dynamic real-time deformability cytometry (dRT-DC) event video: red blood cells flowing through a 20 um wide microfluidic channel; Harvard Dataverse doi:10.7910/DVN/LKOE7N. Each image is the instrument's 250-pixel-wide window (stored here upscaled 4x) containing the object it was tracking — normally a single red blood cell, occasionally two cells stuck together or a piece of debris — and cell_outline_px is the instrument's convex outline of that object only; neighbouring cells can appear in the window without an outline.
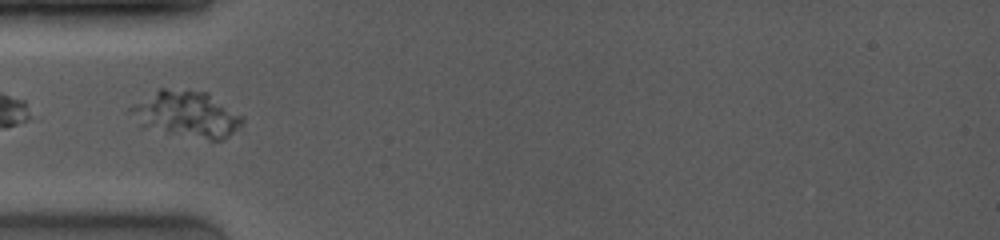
{"species": "common noctule bat (a hibernating species)", "species_latin": "Nyctalus noctula", "temperature_condition": "room temperature", "stored_images_in_passage": 46, "camera_frame_rate_fps": 4000, "um_per_image_px": 0.085, "animal": {"sex": "female", "body_mass_g": 19.0, "forearm_length_mm": 53.3}, "frame": {"image": 1, "passage_image": 1, "time_ms": 0.0, "image_size_px": [1000, 240], "cell_outline_px": [[244, 124], [224, 140], [212, 140], [140, 128], [128, 112], [128, 108], [160, 88], [164, 88], [208, 92], [240, 116], [244, 120]], "centroid_in_image_um": [15.81, 9.72], "position_along_channel_um": 69.2, "area_um2": 30.06}}
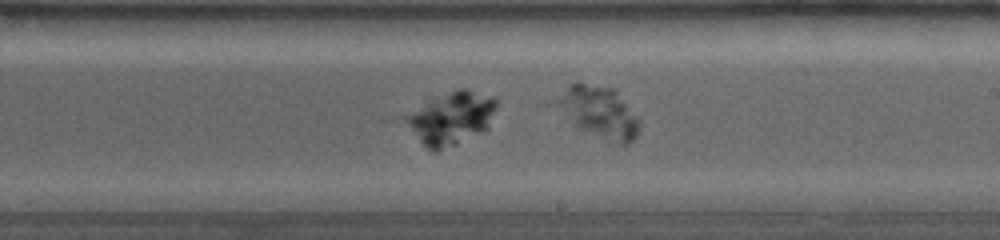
{"frame": {"image": 2, "passage_image": 19, "time_ms": 4.25, "image_size_px": [1000, 240], "cell_outline_px": [[496, 108], [488, 128], [456, 144], [436, 152], [432, 152], [420, 140], [408, 124], [404, 116], [432, 100], [460, 88], [468, 88], [496, 96]], "centroid_in_image_um": [38.44, 10.03], "position_along_channel_um": 250.6, "area_um2": 27.05}}